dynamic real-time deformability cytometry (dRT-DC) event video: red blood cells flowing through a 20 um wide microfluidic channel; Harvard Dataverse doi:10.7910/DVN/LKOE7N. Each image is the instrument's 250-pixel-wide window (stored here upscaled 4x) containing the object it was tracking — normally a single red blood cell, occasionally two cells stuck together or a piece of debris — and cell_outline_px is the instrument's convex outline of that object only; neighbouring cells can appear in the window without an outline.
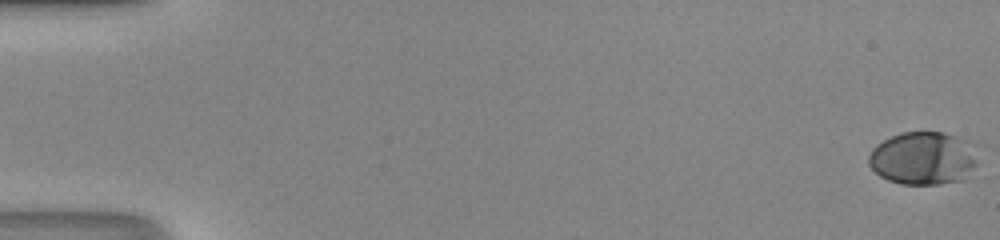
{"species": "human", "species_latin": "Homo sapiens", "temperature_condition": "room temperature", "stored_images_in_passage": 52, "camera_frame_rate_fps": 3000, "um_per_image_px": 0.085, "donor": {"sex": "male"}, "frame": {"image": 1, "passage_image": 1, "time_ms": 0.0, "image_size_px": [1000, 240], "cell_outline_px": [[976, 164], [964, 180], [940, 184], [900, 184], [888, 180], [880, 176], [868, 164], [868, 156], [872, 148], [876, 144], [892, 136], [904, 132], [940, 132], [952, 136]], "centroid_in_image_um": [78.26, 13.51], "position_along_channel_um": 6.7, "area_um2": 32.08}}
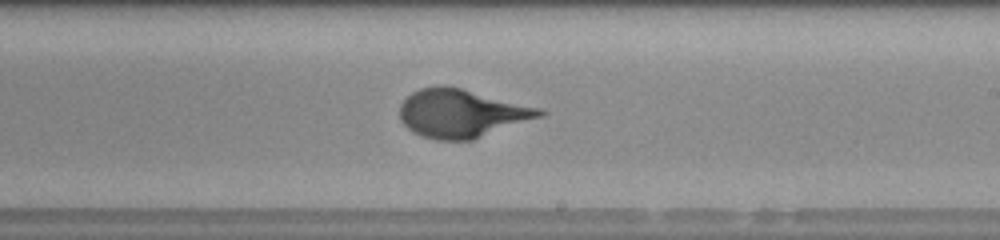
{"frame": {"image": 2, "passage_image": 32, "time_ms": 10.333, "image_size_px": [1000, 240], "cell_outline_px": [[548, 112], [544, 116], [472, 140], [436, 140], [412, 132], [400, 120], [400, 104], [412, 92], [420, 88], [436, 84], [444, 84], [544, 108]], "centroid_in_image_um": [39.27, 9.62], "position_along_channel_um": 249.7, "area_um2": 39.77}}
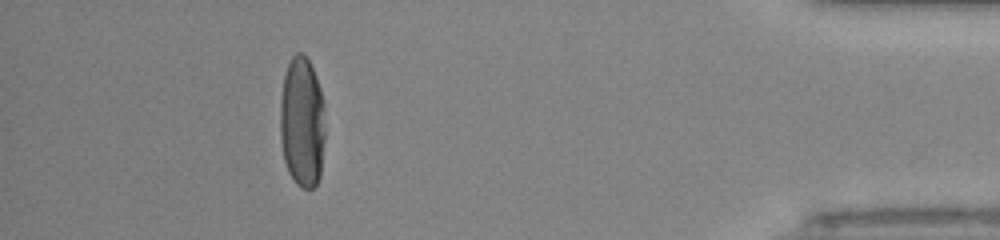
{"frame": {"image": 3, "passage_image": 47, "time_ms": 15.333, "image_size_px": [1000, 240], "cell_outline_px": [[324, 140], [320, 176], [316, 184], [312, 188], [300, 188], [296, 184], [288, 172], [284, 160], [280, 140], [280, 100], [284, 76], [288, 64], [292, 56], [296, 52], [304, 52], [316, 76], [324, 100]], "centroid_in_image_um": [25.67, 10.38], "position_along_channel_um": 409.5, "area_um2": 34.74}}